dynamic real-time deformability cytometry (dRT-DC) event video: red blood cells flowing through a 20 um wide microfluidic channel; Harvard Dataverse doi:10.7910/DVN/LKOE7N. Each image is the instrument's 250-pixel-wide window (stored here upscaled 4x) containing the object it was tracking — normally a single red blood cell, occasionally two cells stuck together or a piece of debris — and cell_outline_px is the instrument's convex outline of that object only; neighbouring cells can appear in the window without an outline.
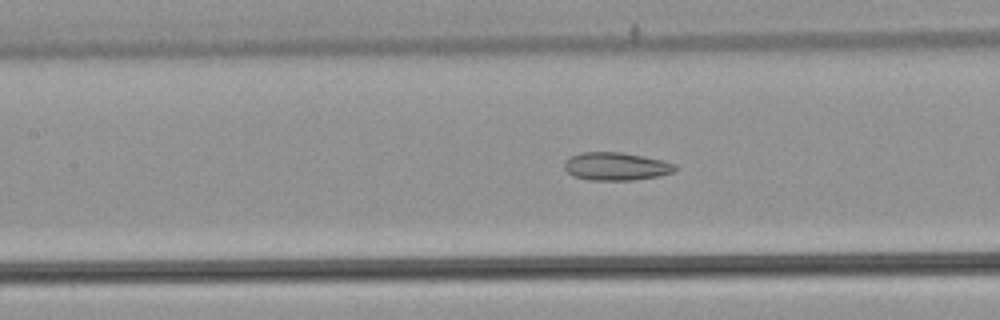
{"species": "common noctule bat (a hibernating species)", "species_latin": "Nyctalus noctula", "temperature_condition": "warm", "stored_images_in_passage": 12, "camera_frame_rate_fps": 3000, "um_per_image_px": 0.085, "animal": {"sex": "male", "body_mass_g": 21.5, "forearm_length_mm": 52.0}, "frame": {"image": 1, "passage_image": 9, "time_ms": 2.667, "image_size_px": [1000, 320], "cell_outline_px": [[676, 168], [672, 172], [656, 176], [632, 180], [588, 180], [572, 176], [564, 168], [564, 164], [572, 156], [580, 152], [620, 152], [660, 160], [676, 164]], "centroid_in_image_um": [52.32, 14.15], "position_along_channel_um": 155.1, "area_um2": 17.74}}